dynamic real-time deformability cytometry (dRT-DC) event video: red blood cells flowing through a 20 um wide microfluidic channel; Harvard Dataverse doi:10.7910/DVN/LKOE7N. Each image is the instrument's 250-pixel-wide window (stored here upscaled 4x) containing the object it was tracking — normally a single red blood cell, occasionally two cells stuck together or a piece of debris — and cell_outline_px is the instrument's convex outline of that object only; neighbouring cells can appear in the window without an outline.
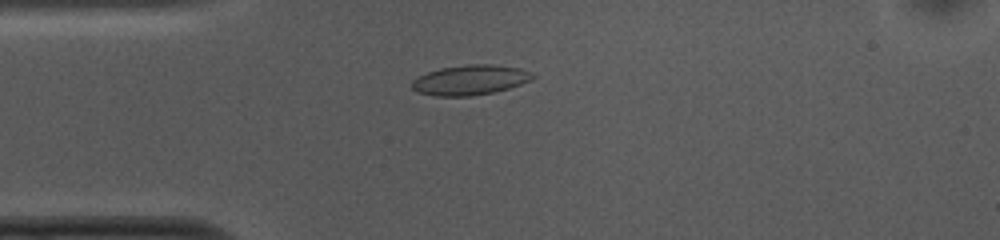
{"species": "common noctule bat (a hibernating species)", "species_latin": "Nyctalus noctula", "temperature_condition": "cold", "stored_images_in_passage": 40, "camera_frame_rate_fps": 3000, "um_per_image_px": 0.085, "animal": {"sex": "female", "body_mass_g": 10.0, "forearm_length_mm": 53.1}, "frame": {"image": 1, "passage_image": 3, "time_ms": 0.667, "image_size_px": [1000, 240], "cell_outline_px": [[536, 76], [520, 84], [508, 88], [492, 92], [472, 96], [436, 96], [420, 92], [412, 88], [412, 80], [428, 72], [440, 68], [468, 64], [492, 64], [520, 68], [532, 72]], "centroid_in_image_um": [39.97, 6.79], "position_along_channel_um": 45.0, "area_um2": 20.87}}
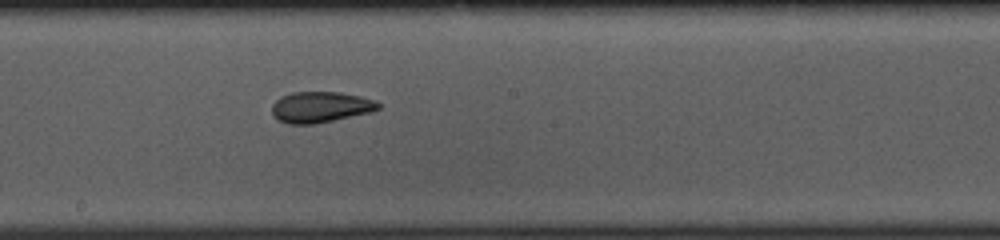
{"frame": {"image": 2, "passage_image": 18, "time_ms": 5.667, "image_size_px": [1000, 240], "cell_outline_px": [[380, 108], [368, 112], [316, 124], [288, 124], [272, 116], [272, 104], [280, 96], [292, 92], [340, 92], [360, 96], [372, 100], [380, 104]], "centroid_in_image_um": [27.18, 9.1], "position_along_channel_um": 221.0, "area_um2": 19.02}}
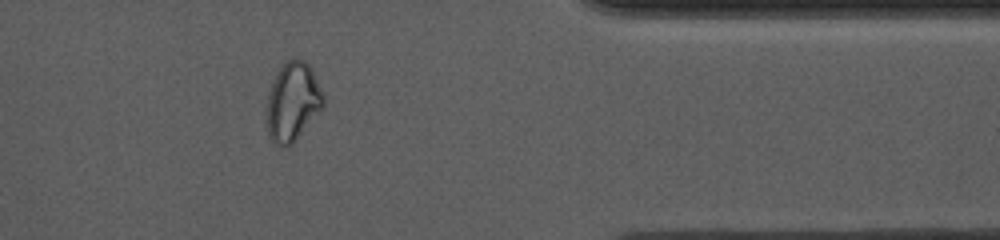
{"frame": {"image": 3, "passage_image": 33, "time_ms": 10.667, "image_size_px": [1000, 240], "cell_outline_px": [[324, 104], [296, 140], [292, 144], [284, 148], [272, 144], [268, 132], [268, 92], [272, 80], [276, 72], [284, 60], [304, 60], [312, 68], [324, 92]], "centroid_in_image_um": [24.88, 8.64], "position_along_channel_um": 386.5, "area_um2": 26.07}}